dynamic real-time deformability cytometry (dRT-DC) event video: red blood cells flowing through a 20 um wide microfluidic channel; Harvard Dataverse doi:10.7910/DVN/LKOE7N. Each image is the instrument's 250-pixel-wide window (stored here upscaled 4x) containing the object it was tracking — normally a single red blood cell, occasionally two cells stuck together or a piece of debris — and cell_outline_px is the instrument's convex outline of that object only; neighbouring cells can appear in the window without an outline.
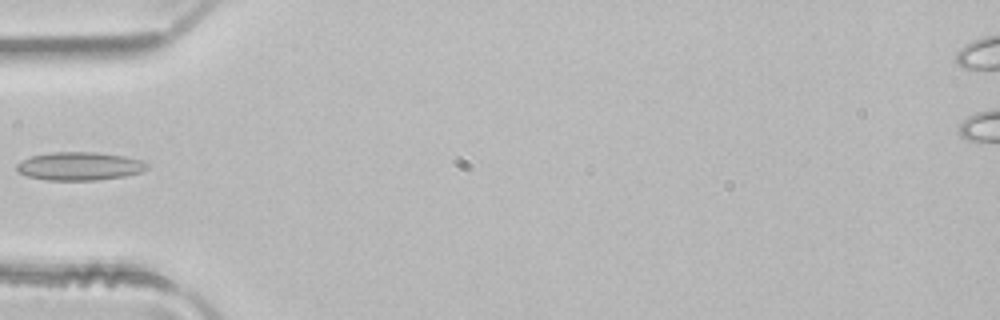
{"species": "common noctule bat (a hibernating species)", "species_latin": "Nyctalus noctula", "temperature_condition": "room temperature", "stored_images_in_passage": 3, "camera_frame_rate_fps": 3000, "um_per_image_px": 0.085, "animal": {"sex": "male", "body_mass_g": 21.5, "forearm_length_mm": 52.0}, "frame": {"image": 1, "passage_image": 3, "time_ms": 0.667, "image_size_px": [1000, 320], "cell_outline_px": [[148, 168], [140, 172], [124, 176], [100, 180], [48, 180], [28, 176], [20, 172], [16, 168], [16, 164], [32, 156], [52, 152], [96, 152], [124, 156], [140, 160], [148, 164]], "centroid_in_image_um": [6.78, 14.12], "position_along_channel_um": 78.2, "area_um2": 21.27}}